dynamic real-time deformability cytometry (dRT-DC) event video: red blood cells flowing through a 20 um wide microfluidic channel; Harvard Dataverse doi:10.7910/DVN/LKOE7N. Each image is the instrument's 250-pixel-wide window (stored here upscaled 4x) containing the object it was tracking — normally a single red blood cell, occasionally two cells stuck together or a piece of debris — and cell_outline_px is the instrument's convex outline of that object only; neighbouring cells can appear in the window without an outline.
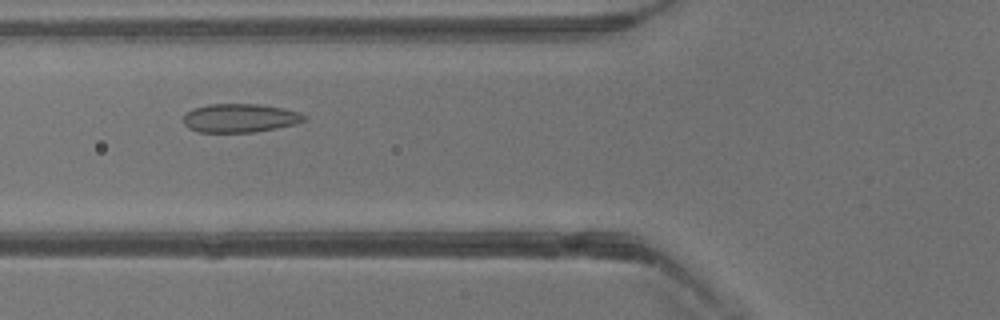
{"species": "common noctule bat (a hibernating species)", "species_latin": "Nyctalus noctula", "temperature_condition": "warm", "stored_images_in_passage": 17, "camera_frame_rate_fps": 3000, "um_per_image_px": 0.085, "animal": {"sex": "male", "body_mass_g": 13.3}, "frame": {"image": 1, "passage_image": 7, "time_ms": 2.0, "image_size_px": [1000, 320], "cell_outline_px": [[308, 120], [296, 124], [256, 132], [196, 132], [188, 128], [184, 124], [184, 116], [192, 108], [208, 104], [260, 104], [284, 108], [300, 112], [308, 116]], "centroid_in_image_um": [20.44, 10.03], "position_along_channel_um": 105.4, "area_um2": 20.46}}
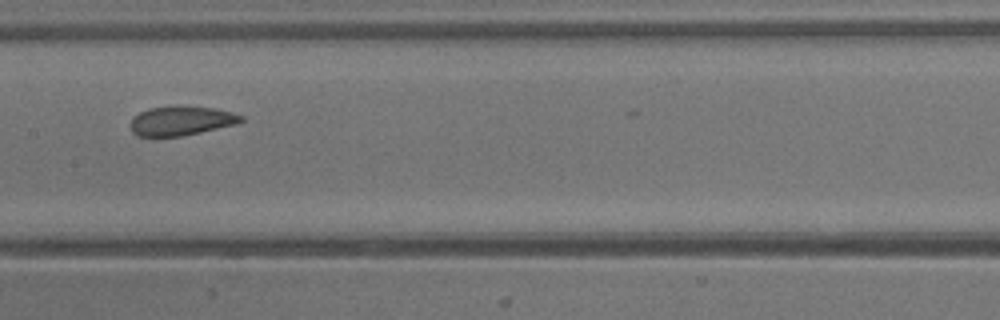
{"frame": {"image": 2, "passage_image": 12, "time_ms": 3.667, "image_size_px": [1000, 320], "cell_outline_px": [[244, 120], [240, 124], [180, 136], [136, 136], [132, 132], [132, 120], [140, 112], [152, 108], [176, 104], [180, 104], [212, 108], [232, 112], [244, 116]], "centroid_in_image_um": [15.47, 10.25], "position_along_channel_um": 191.9, "area_um2": 19.07}}
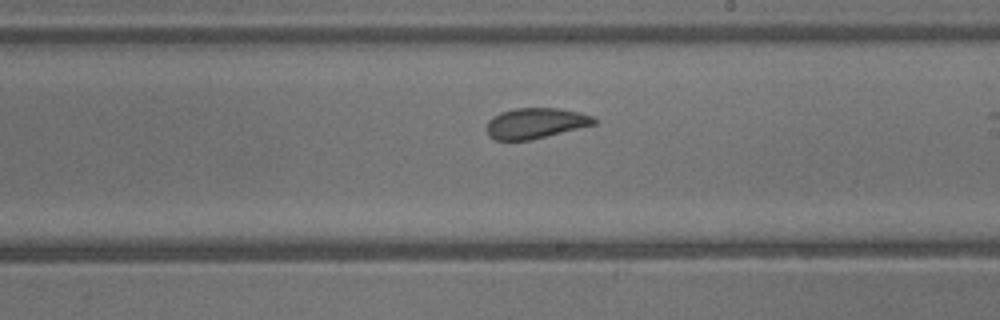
{"frame": {"image": 3, "passage_image": 15, "time_ms": 4.667, "image_size_px": [1000, 320], "cell_outline_px": [[596, 124], [532, 140], [496, 140], [488, 136], [488, 120], [492, 116], [500, 112], [516, 108], [560, 108], [580, 112], [592, 116], [596, 120]], "centroid_in_image_um": [45.53, 10.47], "position_along_channel_um": 243.5, "area_um2": 19.19}}